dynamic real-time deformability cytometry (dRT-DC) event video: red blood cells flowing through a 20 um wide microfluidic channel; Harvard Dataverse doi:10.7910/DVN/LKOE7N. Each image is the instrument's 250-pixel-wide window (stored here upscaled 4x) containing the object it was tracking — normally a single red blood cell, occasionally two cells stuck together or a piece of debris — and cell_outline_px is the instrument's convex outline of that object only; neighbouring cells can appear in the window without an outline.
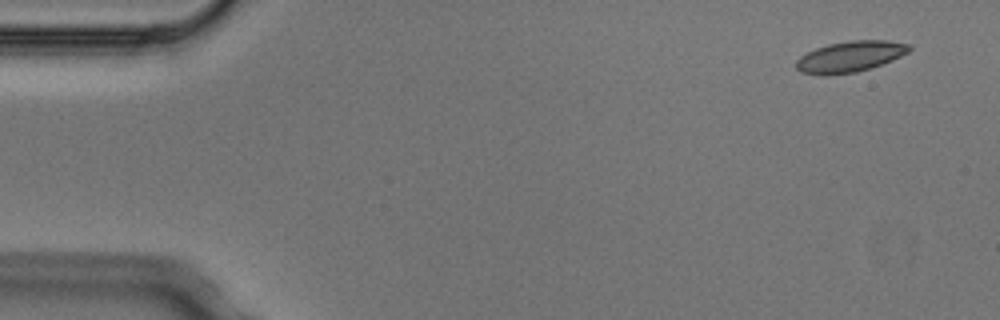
{"species": "Egyptian fruit bat (a non-hibernating species)", "species_latin": "Rousettus aegyptiacus", "temperature_condition": "cold", "stored_images_in_passage": 5, "camera_frame_rate_fps": 3000, "um_per_image_px": 0.085, "animal": {"sex": "male"}, "frame": {"image": 1, "passage_image": 1, "time_ms": 0.0, "image_size_px": [1000, 320], "cell_outline_px": [[912, 48], [908, 52], [892, 60], [872, 68], [856, 72], [824, 76], [800, 72], [796, 68], [796, 60], [800, 56], [816, 48], [828, 44], [852, 40], [888, 40], [908, 44]], "centroid_in_image_um": [72.24, 4.82], "position_along_channel_um": 12.8, "area_um2": 20.46}}
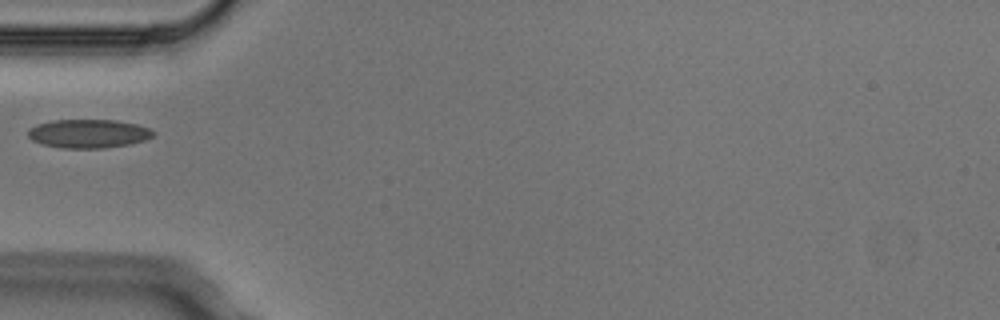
{"frame": {"image": 2, "passage_image": 5, "time_ms": 1.333, "image_size_px": [1000, 320], "cell_outline_px": [[156, 136], [144, 140], [128, 144], [104, 148], [60, 148], [44, 144], [32, 140], [28, 136], [28, 128], [36, 124], [52, 120], [116, 120], [136, 124], [148, 128], [156, 132]], "centroid_in_image_um": [7.52, 11.35], "position_along_channel_um": 77.5, "area_um2": 20.98}}